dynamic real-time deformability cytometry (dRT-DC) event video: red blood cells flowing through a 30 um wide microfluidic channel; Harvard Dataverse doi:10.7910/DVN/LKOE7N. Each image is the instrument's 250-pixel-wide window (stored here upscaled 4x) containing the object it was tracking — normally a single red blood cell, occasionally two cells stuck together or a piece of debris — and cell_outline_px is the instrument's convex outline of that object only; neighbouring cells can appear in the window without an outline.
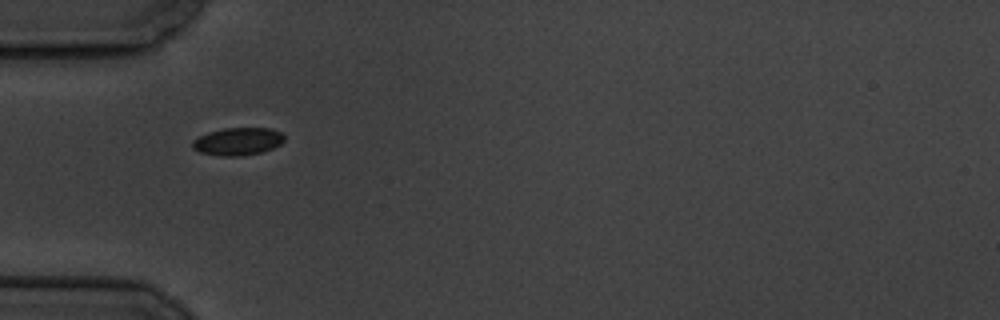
{"species": "common noctule bat (a hibernating species)", "species_latin": "Nyctalus noctula", "temperature_condition": "cold", "stored_images_in_passage": 41, "camera_frame_rate_fps": 3000, "um_per_image_px": 0.085, "animal": {"sex": "male", "body_mass_g": 19.5, "forearm_length_mm": 54.6}, "frame": {"image": 1, "passage_image": 1, "time_ms": 0.0, "image_size_px": [1000, 320], "cell_outline_px": [[284, 140], [280, 144], [272, 148], [260, 152], [240, 156], [220, 156], [200, 152], [192, 148], [192, 140], [208, 132], [224, 128], [268, 128], [280, 132], [284, 136]], "centroid_in_image_um": [20.19, 12.02], "position_along_channel_um": 64.8, "area_um2": 14.68}}
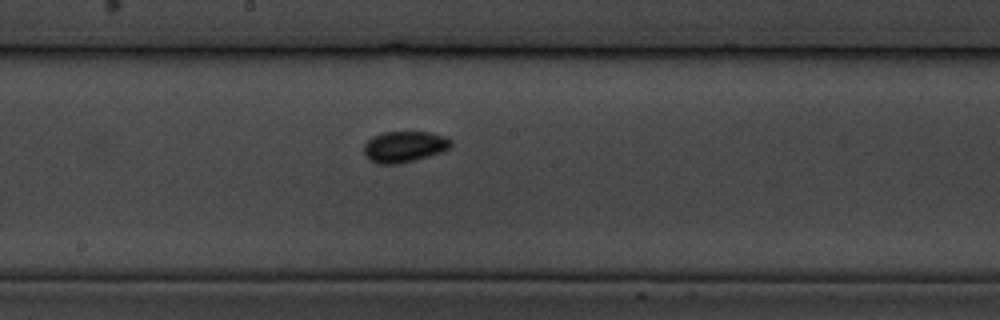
{"frame": {"image": 2, "passage_image": 14, "time_ms": 4.333, "image_size_px": [1000, 320], "cell_outline_px": [[452, 144], [448, 148], [440, 152], [416, 160], [400, 164], [376, 164], [368, 160], [364, 156], [364, 144], [372, 136], [384, 132], [432, 132], [444, 136], [452, 140]], "centroid_in_image_um": [34.33, 12.48], "position_along_channel_um": 213.9, "area_um2": 15.95}}
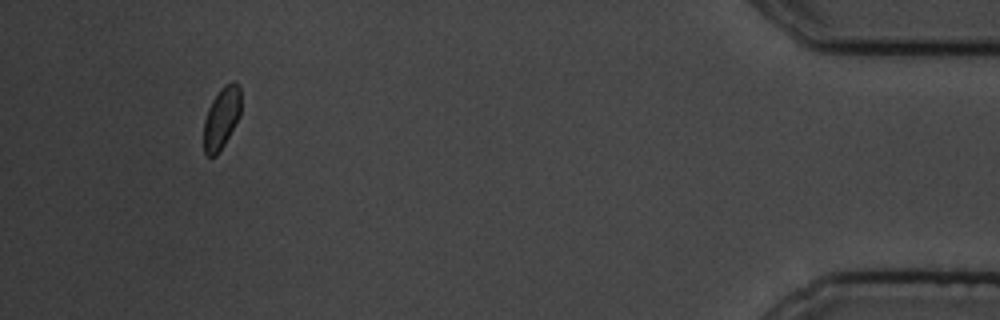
{"frame": {"image": 3, "passage_image": 37, "time_ms": 12.0, "image_size_px": [1000, 320], "cell_outline_px": [[240, 116], [224, 144], [216, 156], [208, 156], [204, 152], [204, 120], [208, 108], [212, 100], [220, 88], [224, 84], [232, 80], [240, 84]], "centroid_in_image_um": [18.83, 9.98], "position_along_channel_um": 416.4, "area_um2": 13.47}, "authors_computed_cell_mechanics": {"area_um2": 14.6234, "velocity_mm_per_s": 3.4747, "shape_relaxation_time_tau1_ms": 1.7326, "shape_relaxation_time_tau2_ms": null, "deformation_change_tau1": 0.0514, "deformation_change_tau2": null}}